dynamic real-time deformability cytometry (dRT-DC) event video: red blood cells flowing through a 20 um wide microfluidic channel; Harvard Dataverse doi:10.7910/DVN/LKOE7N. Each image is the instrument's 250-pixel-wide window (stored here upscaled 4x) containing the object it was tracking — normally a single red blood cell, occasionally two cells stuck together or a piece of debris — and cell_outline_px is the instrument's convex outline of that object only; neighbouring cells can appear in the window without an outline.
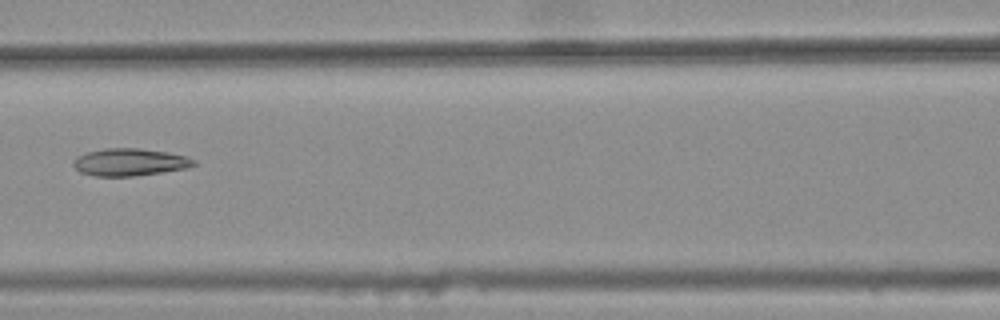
{"species": "common noctule bat (a hibernating species)", "species_latin": "Nyctalus noctula", "temperature_condition": "warm", "stored_images_in_passage": 6, "camera_frame_rate_fps": 3000, "um_per_image_px": 0.085, "animal": {"sex": "female", "body_mass_g": 25.1}, "frame": {"image": 1, "passage_image": 6, "time_ms": 1.667, "image_size_px": [1000, 320], "cell_outline_px": [[196, 164], [188, 168], [132, 176], [96, 176], [80, 172], [72, 164], [72, 160], [76, 156], [88, 152], [104, 148], [140, 148], [168, 152], [184, 156], [196, 160]], "centroid_in_image_um": [11.0, 13.77], "position_along_channel_um": 155.6, "area_um2": 19.19}}